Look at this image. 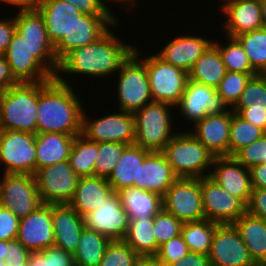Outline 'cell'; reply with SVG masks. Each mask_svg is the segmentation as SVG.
I'll return each instance as SVG.
<instances>
[{"label":"cell","mask_w":266,"mask_h":266,"mask_svg":"<svg viewBox=\"0 0 266 266\" xmlns=\"http://www.w3.org/2000/svg\"><path fill=\"white\" fill-rule=\"evenodd\" d=\"M119 19L96 41L70 51L60 62L55 77L79 75L96 79L112 78L134 51L135 45L115 34ZM112 28V29H111ZM116 72V73H115ZM67 74V75H66ZM114 74V75H113ZM89 75V76H88Z\"/></svg>","instance_id":"cell-1"},{"label":"cell","mask_w":266,"mask_h":266,"mask_svg":"<svg viewBox=\"0 0 266 266\" xmlns=\"http://www.w3.org/2000/svg\"><path fill=\"white\" fill-rule=\"evenodd\" d=\"M66 79L38 82L37 133L81 134L85 105L73 89L74 83Z\"/></svg>","instance_id":"cell-2"},{"label":"cell","mask_w":266,"mask_h":266,"mask_svg":"<svg viewBox=\"0 0 266 266\" xmlns=\"http://www.w3.org/2000/svg\"><path fill=\"white\" fill-rule=\"evenodd\" d=\"M187 129L179 130L161 152L178 178L209 176L215 156Z\"/></svg>","instance_id":"cell-3"},{"label":"cell","mask_w":266,"mask_h":266,"mask_svg":"<svg viewBox=\"0 0 266 266\" xmlns=\"http://www.w3.org/2000/svg\"><path fill=\"white\" fill-rule=\"evenodd\" d=\"M38 83H19L0 93V130L37 133Z\"/></svg>","instance_id":"cell-4"},{"label":"cell","mask_w":266,"mask_h":266,"mask_svg":"<svg viewBox=\"0 0 266 266\" xmlns=\"http://www.w3.org/2000/svg\"><path fill=\"white\" fill-rule=\"evenodd\" d=\"M173 109L175 107L170 104L152 101L136 110L133 113L135 118V144L149 151H162L178 132L176 129L179 130L173 126L175 125L173 117L177 116L172 111Z\"/></svg>","instance_id":"cell-5"},{"label":"cell","mask_w":266,"mask_h":266,"mask_svg":"<svg viewBox=\"0 0 266 266\" xmlns=\"http://www.w3.org/2000/svg\"><path fill=\"white\" fill-rule=\"evenodd\" d=\"M134 48V53L145 63L149 77L153 101L170 104L176 107L181 101L189 75L181 68L163 61L155 52L142 56V49ZM139 48V49H138Z\"/></svg>","instance_id":"cell-6"},{"label":"cell","mask_w":266,"mask_h":266,"mask_svg":"<svg viewBox=\"0 0 266 266\" xmlns=\"http://www.w3.org/2000/svg\"><path fill=\"white\" fill-rule=\"evenodd\" d=\"M115 75L119 110L134 113L153 101L146 65L134 52Z\"/></svg>","instance_id":"cell-7"},{"label":"cell","mask_w":266,"mask_h":266,"mask_svg":"<svg viewBox=\"0 0 266 266\" xmlns=\"http://www.w3.org/2000/svg\"><path fill=\"white\" fill-rule=\"evenodd\" d=\"M14 15L15 32L25 39L33 56L55 77L59 60L54 45L49 41L43 16L33 6Z\"/></svg>","instance_id":"cell-8"},{"label":"cell","mask_w":266,"mask_h":266,"mask_svg":"<svg viewBox=\"0 0 266 266\" xmlns=\"http://www.w3.org/2000/svg\"><path fill=\"white\" fill-rule=\"evenodd\" d=\"M87 140L102 143L116 142L131 145L135 143V118L132 112L117 110L115 113L91 119L83 111L82 131Z\"/></svg>","instance_id":"cell-9"},{"label":"cell","mask_w":266,"mask_h":266,"mask_svg":"<svg viewBox=\"0 0 266 266\" xmlns=\"http://www.w3.org/2000/svg\"><path fill=\"white\" fill-rule=\"evenodd\" d=\"M36 134L0 130V166L3 173L34 175L36 172Z\"/></svg>","instance_id":"cell-10"},{"label":"cell","mask_w":266,"mask_h":266,"mask_svg":"<svg viewBox=\"0 0 266 266\" xmlns=\"http://www.w3.org/2000/svg\"><path fill=\"white\" fill-rule=\"evenodd\" d=\"M0 178V205L18 218L28 216L43 203L34 175L3 173Z\"/></svg>","instance_id":"cell-11"},{"label":"cell","mask_w":266,"mask_h":266,"mask_svg":"<svg viewBox=\"0 0 266 266\" xmlns=\"http://www.w3.org/2000/svg\"><path fill=\"white\" fill-rule=\"evenodd\" d=\"M163 209L185 222L205 219L201 178H178L162 197Z\"/></svg>","instance_id":"cell-12"},{"label":"cell","mask_w":266,"mask_h":266,"mask_svg":"<svg viewBox=\"0 0 266 266\" xmlns=\"http://www.w3.org/2000/svg\"><path fill=\"white\" fill-rule=\"evenodd\" d=\"M34 176L40 199L45 204H68L80 178L68 160L39 168Z\"/></svg>","instance_id":"cell-13"},{"label":"cell","mask_w":266,"mask_h":266,"mask_svg":"<svg viewBox=\"0 0 266 266\" xmlns=\"http://www.w3.org/2000/svg\"><path fill=\"white\" fill-rule=\"evenodd\" d=\"M175 110L193 126L207 115L228 112L230 108L215 88L188 79Z\"/></svg>","instance_id":"cell-14"},{"label":"cell","mask_w":266,"mask_h":266,"mask_svg":"<svg viewBox=\"0 0 266 266\" xmlns=\"http://www.w3.org/2000/svg\"><path fill=\"white\" fill-rule=\"evenodd\" d=\"M201 191L207 220L233 224L247 211V206L238 197L228 193L209 176L201 178Z\"/></svg>","instance_id":"cell-15"},{"label":"cell","mask_w":266,"mask_h":266,"mask_svg":"<svg viewBox=\"0 0 266 266\" xmlns=\"http://www.w3.org/2000/svg\"><path fill=\"white\" fill-rule=\"evenodd\" d=\"M211 266H256L233 224H218L208 255Z\"/></svg>","instance_id":"cell-16"},{"label":"cell","mask_w":266,"mask_h":266,"mask_svg":"<svg viewBox=\"0 0 266 266\" xmlns=\"http://www.w3.org/2000/svg\"><path fill=\"white\" fill-rule=\"evenodd\" d=\"M84 226L108 237L111 241L123 240L129 218L121 204L119 193L113 191L103 204L83 217Z\"/></svg>","instance_id":"cell-17"},{"label":"cell","mask_w":266,"mask_h":266,"mask_svg":"<svg viewBox=\"0 0 266 266\" xmlns=\"http://www.w3.org/2000/svg\"><path fill=\"white\" fill-rule=\"evenodd\" d=\"M3 56L11 67L12 75L18 83H38L50 81L54 76L33 56L30 46L16 32Z\"/></svg>","instance_id":"cell-18"},{"label":"cell","mask_w":266,"mask_h":266,"mask_svg":"<svg viewBox=\"0 0 266 266\" xmlns=\"http://www.w3.org/2000/svg\"><path fill=\"white\" fill-rule=\"evenodd\" d=\"M52 204L42 203L28 216L20 218L16 239L31 253L54 246Z\"/></svg>","instance_id":"cell-19"},{"label":"cell","mask_w":266,"mask_h":266,"mask_svg":"<svg viewBox=\"0 0 266 266\" xmlns=\"http://www.w3.org/2000/svg\"><path fill=\"white\" fill-rule=\"evenodd\" d=\"M120 17L83 14L78 18L72 31L63 36L54 51L59 62L72 50L93 43L99 39Z\"/></svg>","instance_id":"cell-20"},{"label":"cell","mask_w":266,"mask_h":266,"mask_svg":"<svg viewBox=\"0 0 266 266\" xmlns=\"http://www.w3.org/2000/svg\"><path fill=\"white\" fill-rule=\"evenodd\" d=\"M212 167L209 177L247 206L253 189L249 168L230 156L215 157Z\"/></svg>","instance_id":"cell-21"},{"label":"cell","mask_w":266,"mask_h":266,"mask_svg":"<svg viewBox=\"0 0 266 266\" xmlns=\"http://www.w3.org/2000/svg\"><path fill=\"white\" fill-rule=\"evenodd\" d=\"M193 34L184 36L182 34L169 40L164 46L162 45L163 48L156 51V55L163 61L189 73L197 59L213 43V38L211 40L209 37Z\"/></svg>","instance_id":"cell-22"},{"label":"cell","mask_w":266,"mask_h":266,"mask_svg":"<svg viewBox=\"0 0 266 266\" xmlns=\"http://www.w3.org/2000/svg\"><path fill=\"white\" fill-rule=\"evenodd\" d=\"M232 109L221 114L205 116L189 131L215 156H229Z\"/></svg>","instance_id":"cell-23"},{"label":"cell","mask_w":266,"mask_h":266,"mask_svg":"<svg viewBox=\"0 0 266 266\" xmlns=\"http://www.w3.org/2000/svg\"><path fill=\"white\" fill-rule=\"evenodd\" d=\"M33 6L43 16L48 39L53 45L69 35L78 18L83 15L71 3L61 0H34Z\"/></svg>","instance_id":"cell-24"},{"label":"cell","mask_w":266,"mask_h":266,"mask_svg":"<svg viewBox=\"0 0 266 266\" xmlns=\"http://www.w3.org/2000/svg\"><path fill=\"white\" fill-rule=\"evenodd\" d=\"M224 17L223 33L235 37L241 33L264 27L261 14V0H231L219 9Z\"/></svg>","instance_id":"cell-25"},{"label":"cell","mask_w":266,"mask_h":266,"mask_svg":"<svg viewBox=\"0 0 266 266\" xmlns=\"http://www.w3.org/2000/svg\"><path fill=\"white\" fill-rule=\"evenodd\" d=\"M232 111L266 133V76L264 74H257L249 79Z\"/></svg>","instance_id":"cell-26"},{"label":"cell","mask_w":266,"mask_h":266,"mask_svg":"<svg viewBox=\"0 0 266 266\" xmlns=\"http://www.w3.org/2000/svg\"><path fill=\"white\" fill-rule=\"evenodd\" d=\"M178 179L161 151H151L139 164L138 188L164 196Z\"/></svg>","instance_id":"cell-27"},{"label":"cell","mask_w":266,"mask_h":266,"mask_svg":"<svg viewBox=\"0 0 266 266\" xmlns=\"http://www.w3.org/2000/svg\"><path fill=\"white\" fill-rule=\"evenodd\" d=\"M54 246L74 254L79 244L84 220L69 204H52Z\"/></svg>","instance_id":"cell-28"},{"label":"cell","mask_w":266,"mask_h":266,"mask_svg":"<svg viewBox=\"0 0 266 266\" xmlns=\"http://www.w3.org/2000/svg\"><path fill=\"white\" fill-rule=\"evenodd\" d=\"M113 192L107 178L98 176L80 177L72 200L68 203L81 216L100 207Z\"/></svg>","instance_id":"cell-29"},{"label":"cell","mask_w":266,"mask_h":266,"mask_svg":"<svg viewBox=\"0 0 266 266\" xmlns=\"http://www.w3.org/2000/svg\"><path fill=\"white\" fill-rule=\"evenodd\" d=\"M150 152L135 143L124 148L114 170L107 178L113 191L118 192L130 187L138 188L139 164Z\"/></svg>","instance_id":"cell-30"},{"label":"cell","mask_w":266,"mask_h":266,"mask_svg":"<svg viewBox=\"0 0 266 266\" xmlns=\"http://www.w3.org/2000/svg\"><path fill=\"white\" fill-rule=\"evenodd\" d=\"M75 136L62 133H36V171L69 159Z\"/></svg>","instance_id":"cell-31"},{"label":"cell","mask_w":266,"mask_h":266,"mask_svg":"<svg viewBox=\"0 0 266 266\" xmlns=\"http://www.w3.org/2000/svg\"><path fill=\"white\" fill-rule=\"evenodd\" d=\"M233 225L257 265L266 264V221L247 211Z\"/></svg>","instance_id":"cell-32"},{"label":"cell","mask_w":266,"mask_h":266,"mask_svg":"<svg viewBox=\"0 0 266 266\" xmlns=\"http://www.w3.org/2000/svg\"><path fill=\"white\" fill-rule=\"evenodd\" d=\"M121 204L131 219H153L163 209L162 196L137 187L118 191Z\"/></svg>","instance_id":"cell-33"},{"label":"cell","mask_w":266,"mask_h":266,"mask_svg":"<svg viewBox=\"0 0 266 266\" xmlns=\"http://www.w3.org/2000/svg\"><path fill=\"white\" fill-rule=\"evenodd\" d=\"M226 73L218 48L212 43L188 73L191 81L217 88Z\"/></svg>","instance_id":"cell-34"},{"label":"cell","mask_w":266,"mask_h":266,"mask_svg":"<svg viewBox=\"0 0 266 266\" xmlns=\"http://www.w3.org/2000/svg\"><path fill=\"white\" fill-rule=\"evenodd\" d=\"M110 239L95 230L84 229L73 254L75 266H99Z\"/></svg>","instance_id":"cell-35"},{"label":"cell","mask_w":266,"mask_h":266,"mask_svg":"<svg viewBox=\"0 0 266 266\" xmlns=\"http://www.w3.org/2000/svg\"><path fill=\"white\" fill-rule=\"evenodd\" d=\"M123 241L140 256L155 255L158 244L155 240L153 219H131Z\"/></svg>","instance_id":"cell-36"},{"label":"cell","mask_w":266,"mask_h":266,"mask_svg":"<svg viewBox=\"0 0 266 266\" xmlns=\"http://www.w3.org/2000/svg\"><path fill=\"white\" fill-rule=\"evenodd\" d=\"M218 223L207 219L183 223L181 235L190 252L209 255Z\"/></svg>","instance_id":"cell-37"},{"label":"cell","mask_w":266,"mask_h":266,"mask_svg":"<svg viewBox=\"0 0 266 266\" xmlns=\"http://www.w3.org/2000/svg\"><path fill=\"white\" fill-rule=\"evenodd\" d=\"M98 143L87 140L83 135L75 136L69 155V164L79 177L94 176Z\"/></svg>","instance_id":"cell-38"},{"label":"cell","mask_w":266,"mask_h":266,"mask_svg":"<svg viewBox=\"0 0 266 266\" xmlns=\"http://www.w3.org/2000/svg\"><path fill=\"white\" fill-rule=\"evenodd\" d=\"M235 38L242 45L253 70L257 74L266 73V27L241 33Z\"/></svg>","instance_id":"cell-39"},{"label":"cell","mask_w":266,"mask_h":266,"mask_svg":"<svg viewBox=\"0 0 266 266\" xmlns=\"http://www.w3.org/2000/svg\"><path fill=\"white\" fill-rule=\"evenodd\" d=\"M225 40L227 42L224 44L221 39L214 38L213 44L219 50L226 71L256 73L240 42L235 37L229 36H226Z\"/></svg>","instance_id":"cell-40"},{"label":"cell","mask_w":266,"mask_h":266,"mask_svg":"<svg viewBox=\"0 0 266 266\" xmlns=\"http://www.w3.org/2000/svg\"><path fill=\"white\" fill-rule=\"evenodd\" d=\"M264 134L265 132L262 129L244 120L236 112L232 111L229 156L233 157L240 149L257 141Z\"/></svg>","instance_id":"cell-41"},{"label":"cell","mask_w":266,"mask_h":266,"mask_svg":"<svg viewBox=\"0 0 266 266\" xmlns=\"http://www.w3.org/2000/svg\"><path fill=\"white\" fill-rule=\"evenodd\" d=\"M255 75L257 73L226 71L216 90L230 109L236 105L247 82Z\"/></svg>","instance_id":"cell-42"},{"label":"cell","mask_w":266,"mask_h":266,"mask_svg":"<svg viewBox=\"0 0 266 266\" xmlns=\"http://www.w3.org/2000/svg\"><path fill=\"white\" fill-rule=\"evenodd\" d=\"M126 144L116 142L98 143V153L95 159L94 176L108 178L114 170Z\"/></svg>","instance_id":"cell-43"},{"label":"cell","mask_w":266,"mask_h":266,"mask_svg":"<svg viewBox=\"0 0 266 266\" xmlns=\"http://www.w3.org/2000/svg\"><path fill=\"white\" fill-rule=\"evenodd\" d=\"M140 255L123 240L110 241L99 266H137Z\"/></svg>","instance_id":"cell-44"},{"label":"cell","mask_w":266,"mask_h":266,"mask_svg":"<svg viewBox=\"0 0 266 266\" xmlns=\"http://www.w3.org/2000/svg\"><path fill=\"white\" fill-rule=\"evenodd\" d=\"M155 240L160 245L181 234L183 222L162 209L153 217Z\"/></svg>","instance_id":"cell-45"},{"label":"cell","mask_w":266,"mask_h":266,"mask_svg":"<svg viewBox=\"0 0 266 266\" xmlns=\"http://www.w3.org/2000/svg\"><path fill=\"white\" fill-rule=\"evenodd\" d=\"M27 266H75L73 254L56 246L32 252Z\"/></svg>","instance_id":"cell-46"},{"label":"cell","mask_w":266,"mask_h":266,"mask_svg":"<svg viewBox=\"0 0 266 266\" xmlns=\"http://www.w3.org/2000/svg\"><path fill=\"white\" fill-rule=\"evenodd\" d=\"M233 157L249 169L257 164H266V133L257 141L240 149Z\"/></svg>","instance_id":"cell-47"},{"label":"cell","mask_w":266,"mask_h":266,"mask_svg":"<svg viewBox=\"0 0 266 266\" xmlns=\"http://www.w3.org/2000/svg\"><path fill=\"white\" fill-rule=\"evenodd\" d=\"M189 252L190 250L180 234L160 245L155 256L169 266L173 262L180 261Z\"/></svg>","instance_id":"cell-48"},{"label":"cell","mask_w":266,"mask_h":266,"mask_svg":"<svg viewBox=\"0 0 266 266\" xmlns=\"http://www.w3.org/2000/svg\"><path fill=\"white\" fill-rule=\"evenodd\" d=\"M20 218L8 208L0 205V240L9 241L17 237Z\"/></svg>","instance_id":"cell-49"},{"label":"cell","mask_w":266,"mask_h":266,"mask_svg":"<svg viewBox=\"0 0 266 266\" xmlns=\"http://www.w3.org/2000/svg\"><path fill=\"white\" fill-rule=\"evenodd\" d=\"M69 2L75 6L83 14L96 15V16H117L116 12L110 10L112 5L109 7L104 0H61ZM113 12V13H112Z\"/></svg>","instance_id":"cell-50"},{"label":"cell","mask_w":266,"mask_h":266,"mask_svg":"<svg viewBox=\"0 0 266 266\" xmlns=\"http://www.w3.org/2000/svg\"><path fill=\"white\" fill-rule=\"evenodd\" d=\"M7 266H27L31 252L17 239L8 241Z\"/></svg>","instance_id":"cell-51"},{"label":"cell","mask_w":266,"mask_h":266,"mask_svg":"<svg viewBox=\"0 0 266 266\" xmlns=\"http://www.w3.org/2000/svg\"><path fill=\"white\" fill-rule=\"evenodd\" d=\"M247 212L266 221V189H252Z\"/></svg>","instance_id":"cell-52"},{"label":"cell","mask_w":266,"mask_h":266,"mask_svg":"<svg viewBox=\"0 0 266 266\" xmlns=\"http://www.w3.org/2000/svg\"><path fill=\"white\" fill-rule=\"evenodd\" d=\"M15 33L14 16L0 19V55H3Z\"/></svg>","instance_id":"cell-53"},{"label":"cell","mask_w":266,"mask_h":266,"mask_svg":"<svg viewBox=\"0 0 266 266\" xmlns=\"http://www.w3.org/2000/svg\"><path fill=\"white\" fill-rule=\"evenodd\" d=\"M14 79L12 70L6 58L0 55V93L7 91L10 87L18 85Z\"/></svg>","instance_id":"cell-54"},{"label":"cell","mask_w":266,"mask_h":266,"mask_svg":"<svg viewBox=\"0 0 266 266\" xmlns=\"http://www.w3.org/2000/svg\"><path fill=\"white\" fill-rule=\"evenodd\" d=\"M169 266H211L207 255L189 252L180 261L171 263Z\"/></svg>","instance_id":"cell-55"},{"label":"cell","mask_w":266,"mask_h":266,"mask_svg":"<svg viewBox=\"0 0 266 266\" xmlns=\"http://www.w3.org/2000/svg\"><path fill=\"white\" fill-rule=\"evenodd\" d=\"M252 188L266 189V164H257L250 169Z\"/></svg>","instance_id":"cell-56"},{"label":"cell","mask_w":266,"mask_h":266,"mask_svg":"<svg viewBox=\"0 0 266 266\" xmlns=\"http://www.w3.org/2000/svg\"><path fill=\"white\" fill-rule=\"evenodd\" d=\"M0 2L1 4L2 2L3 4L6 3L5 8L8 5L9 7L12 5L11 7H17L18 11L32 8L34 4V0H0Z\"/></svg>","instance_id":"cell-57"},{"label":"cell","mask_w":266,"mask_h":266,"mask_svg":"<svg viewBox=\"0 0 266 266\" xmlns=\"http://www.w3.org/2000/svg\"><path fill=\"white\" fill-rule=\"evenodd\" d=\"M137 266H166L155 255L140 256L137 262Z\"/></svg>","instance_id":"cell-58"},{"label":"cell","mask_w":266,"mask_h":266,"mask_svg":"<svg viewBox=\"0 0 266 266\" xmlns=\"http://www.w3.org/2000/svg\"><path fill=\"white\" fill-rule=\"evenodd\" d=\"M136 1L138 2V0H108V1L106 0V3L110 4L111 2H115L116 5L118 3V4H120L119 7H123V9L126 8L127 9L126 11L129 10L131 12L132 11L131 8H133L134 6H137Z\"/></svg>","instance_id":"cell-59"},{"label":"cell","mask_w":266,"mask_h":266,"mask_svg":"<svg viewBox=\"0 0 266 266\" xmlns=\"http://www.w3.org/2000/svg\"><path fill=\"white\" fill-rule=\"evenodd\" d=\"M8 248V241L0 240V260L7 259Z\"/></svg>","instance_id":"cell-60"},{"label":"cell","mask_w":266,"mask_h":266,"mask_svg":"<svg viewBox=\"0 0 266 266\" xmlns=\"http://www.w3.org/2000/svg\"><path fill=\"white\" fill-rule=\"evenodd\" d=\"M261 14L264 27H266V0H261Z\"/></svg>","instance_id":"cell-61"},{"label":"cell","mask_w":266,"mask_h":266,"mask_svg":"<svg viewBox=\"0 0 266 266\" xmlns=\"http://www.w3.org/2000/svg\"><path fill=\"white\" fill-rule=\"evenodd\" d=\"M0 266H7V265L5 264V260H0Z\"/></svg>","instance_id":"cell-62"},{"label":"cell","mask_w":266,"mask_h":266,"mask_svg":"<svg viewBox=\"0 0 266 266\" xmlns=\"http://www.w3.org/2000/svg\"><path fill=\"white\" fill-rule=\"evenodd\" d=\"M218 1H220V0H218ZM228 1H231V0H221V3L223 2L222 5H224Z\"/></svg>","instance_id":"cell-63"}]
</instances>
